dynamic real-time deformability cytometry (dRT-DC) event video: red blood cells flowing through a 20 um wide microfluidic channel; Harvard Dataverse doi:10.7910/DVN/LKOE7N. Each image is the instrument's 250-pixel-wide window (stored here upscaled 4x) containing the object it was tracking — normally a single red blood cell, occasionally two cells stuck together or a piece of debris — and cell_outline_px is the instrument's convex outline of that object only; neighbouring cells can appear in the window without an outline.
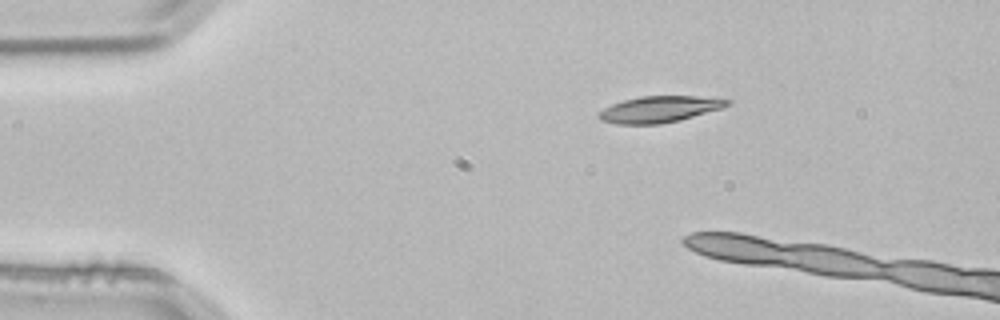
{"species": "common noctule bat (a hibernating species)", "species_latin": "Nyctalus noctula", "temperature_condition": "room temperature", "stored_images_in_passage": 2, "camera_frame_rate_fps": 3000, "um_per_image_px": 0.085, "animal": {"sex": "male", "body_mass_g": 21.5, "forearm_length_mm": 52.0}, "frame": {"image": 1, "passage_image": 1, "time_ms": 0.0, "image_size_px": [1000, 320], "cell_outline_px": [[732, 104], [720, 108], [680, 120], [660, 124], [616, 124], [600, 120], [596, 116], [604, 108], [612, 104], [624, 100], [640, 96], [696, 96], [732, 100]], "centroid_in_image_um": [56.03, 9.29], "position_along_channel_um": 29.0, "area_um2": 19.59}}